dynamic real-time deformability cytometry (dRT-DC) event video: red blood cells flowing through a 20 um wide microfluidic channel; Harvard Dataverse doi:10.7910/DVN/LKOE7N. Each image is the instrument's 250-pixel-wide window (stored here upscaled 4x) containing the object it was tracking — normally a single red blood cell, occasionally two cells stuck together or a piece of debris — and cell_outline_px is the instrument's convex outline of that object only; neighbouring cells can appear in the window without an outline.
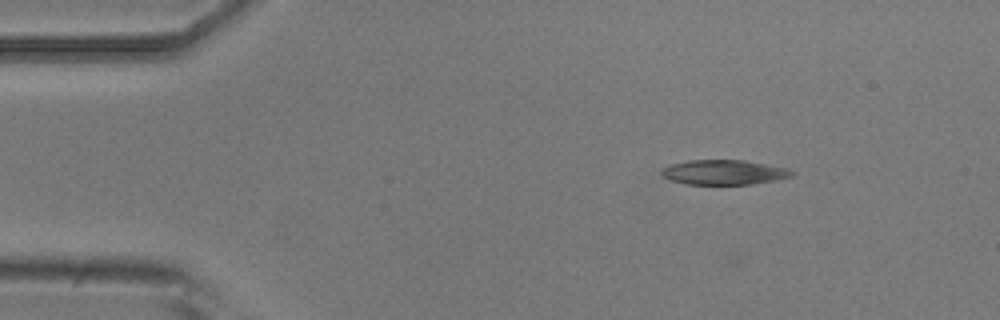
{"species": "common noctule bat (a hibernating species)", "species_latin": "Nyctalus noctula", "temperature_condition": "room temperature", "stored_images_in_passage": 4, "camera_frame_rate_fps": 3000, "um_per_image_px": 0.085, "animal": {"sex": "male", "body_mass_g": 20.5, "forearm_length_mm": 52.5}, "frame": {"image": 1, "passage_image": 2, "time_ms": 2.0, "image_size_px": [1000, 320], "cell_outline_px": [[796, 172], [792, 176], [776, 180], [752, 184], [684, 184], [672, 180], [664, 176], [660, 172], [664, 168], [672, 164], [688, 160], [744, 160], [788, 168]], "centroid_in_image_um": [61.58, 14.64], "position_along_channel_um": 23.4, "area_um2": 18.73}}